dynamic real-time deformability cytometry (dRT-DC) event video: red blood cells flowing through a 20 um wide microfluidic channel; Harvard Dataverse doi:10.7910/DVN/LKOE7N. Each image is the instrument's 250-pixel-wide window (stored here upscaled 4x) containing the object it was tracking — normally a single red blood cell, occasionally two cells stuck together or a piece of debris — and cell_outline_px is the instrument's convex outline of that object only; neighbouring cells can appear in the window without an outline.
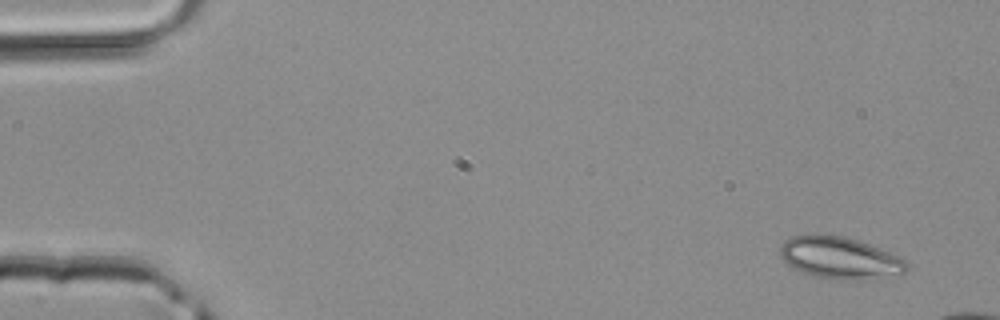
{"species": "common noctule bat (a hibernating species)", "species_latin": "Nyctalus noctula", "temperature_condition": "room temperature", "stored_images_in_passage": 3, "camera_frame_rate_fps": 3000, "um_per_image_px": 0.085, "animal": {"sex": "male", "body_mass_g": 20.4}, "frame": {"image": 1, "passage_image": 1, "time_ms": 0.0, "image_size_px": [1000, 320], "cell_outline_px": [[908, 268], [904, 272], [860, 280], [836, 280], [812, 276], [800, 272], [792, 268], [780, 256], [780, 248], [784, 240], [792, 236], [808, 232], [816, 232], [844, 236], [892, 252], [904, 260], [908, 264]], "centroid_in_image_um": [71.3, 21.89], "position_along_channel_um": 13.7, "area_um2": 31.39}}